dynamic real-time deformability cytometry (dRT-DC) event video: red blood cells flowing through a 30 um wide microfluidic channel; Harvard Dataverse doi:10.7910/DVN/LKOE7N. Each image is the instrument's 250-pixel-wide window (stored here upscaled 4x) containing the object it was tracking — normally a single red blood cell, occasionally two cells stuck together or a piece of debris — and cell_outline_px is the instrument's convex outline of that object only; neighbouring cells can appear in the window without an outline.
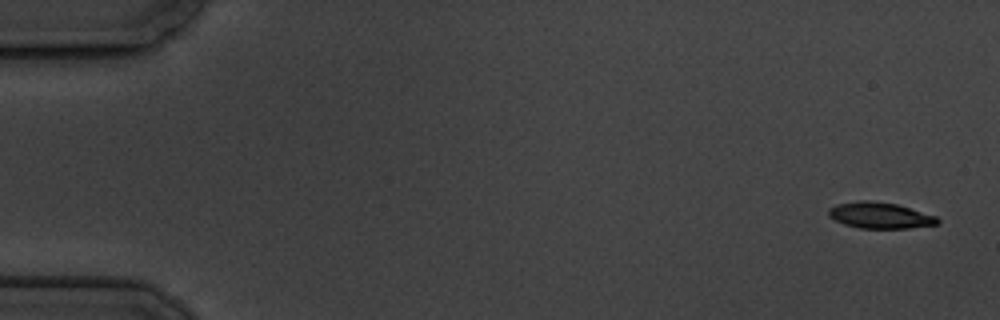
{"species": "common noctule bat (a hibernating species)", "species_latin": "Nyctalus noctula", "temperature_condition": "cold", "stored_images_in_passage": 6, "camera_frame_rate_fps": 3000, "um_per_image_px": 0.085, "animal": {"sex": "male", "body_mass_g": 19.5, "forearm_length_mm": 54.6}, "frame": {"image": 1, "passage_image": 1, "time_ms": 0.0, "image_size_px": [1000, 320], "cell_outline_px": [[940, 220], [936, 224], [908, 228], [860, 228], [844, 224], [828, 216], [828, 208], [836, 204], [860, 200], [868, 200], [896, 204], [936, 216]], "centroid_in_image_um": [74.76, 18.3], "position_along_channel_um": 10.2, "area_um2": 16.42}}